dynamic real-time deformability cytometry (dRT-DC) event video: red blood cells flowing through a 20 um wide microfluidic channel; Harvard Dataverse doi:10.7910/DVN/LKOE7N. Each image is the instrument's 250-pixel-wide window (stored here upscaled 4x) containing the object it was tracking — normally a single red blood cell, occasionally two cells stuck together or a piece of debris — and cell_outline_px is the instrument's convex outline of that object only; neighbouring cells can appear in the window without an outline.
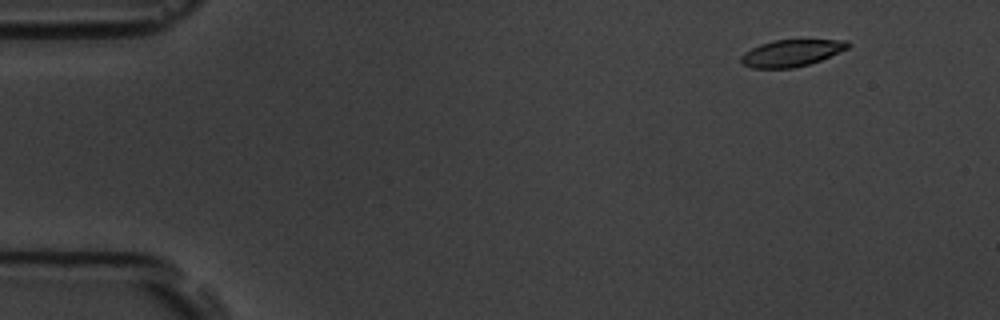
{"species": "common noctule bat (a hibernating species)", "species_latin": "Nyctalus noctula", "temperature_condition": "room temperature", "stored_images_in_passage": 6, "segment_of_instrument_passage": [1, 2], "camera_frame_rate_fps": 3000, "um_per_image_px": 0.085, "animal": {"sex": "male", "body_mass_g": 19.5, "forearm_length_mm": 54.6}, "frame": {"image": 1, "passage_image": 2, "time_ms": 1.0, "image_size_px": [1000, 320], "cell_outline_px": [[852, 44], [848, 48], [820, 60], [808, 64], [792, 68], [752, 68], [744, 64], [740, 60], [740, 56], [744, 52], [760, 44], [776, 40], [848, 40]], "centroid_in_image_um": [67.27, 4.5], "position_along_channel_um": 17.7, "area_um2": 16.53}}